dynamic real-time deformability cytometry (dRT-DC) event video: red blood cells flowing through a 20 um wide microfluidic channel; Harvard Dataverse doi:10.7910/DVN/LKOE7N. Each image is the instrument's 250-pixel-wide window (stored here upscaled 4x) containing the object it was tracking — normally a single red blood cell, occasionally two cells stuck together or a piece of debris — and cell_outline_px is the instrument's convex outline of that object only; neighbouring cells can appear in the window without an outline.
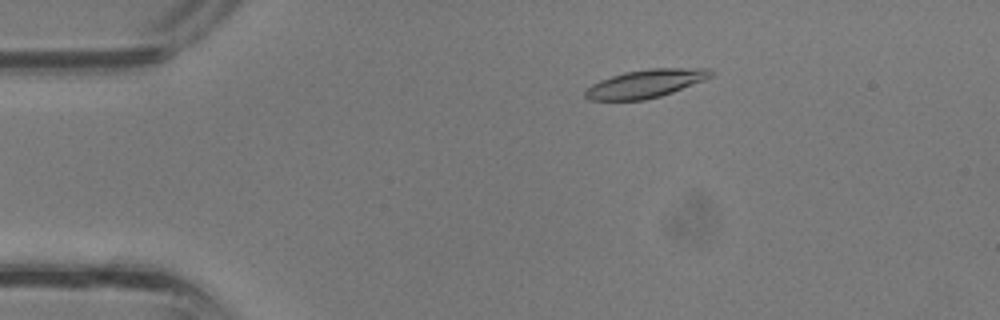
{"species": "common noctule bat (a hibernating species)", "species_latin": "Nyctalus noctula", "temperature_condition": "room temperature", "stored_images_in_passage": 32, "camera_frame_rate_fps": 3000, "um_per_image_px": 0.085, "animal": {"sex": "male", "body_mass_g": 13.3}, "frame": {"image": 1, "passage_image": 2, "time_ms": 0.333, "image_size_px": [1000, 320], "cell_outline_px": [[712, 76], [704, 80], [672, 92], [660, 96], [644, 100], [588, 100], [584, 96], [584, 92], [592, 84], [600, 80], [624, 72], [648, 68], [712, 68]], "centroid_in_image_um": [54.87, 7.1], "position_along_channel_um": 30.1, "area_um2": 20.58}}
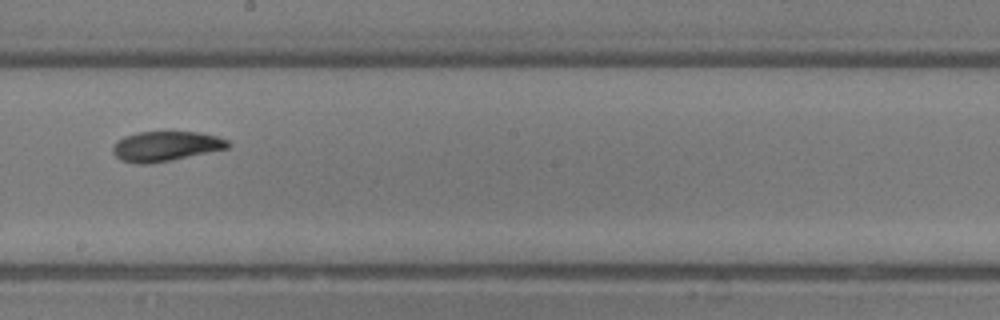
{"frame": {"image": 2, "passage_image": 16, "time_ms": 5.0, "image_size_px": [1000, 320], "cell_outline_px": [[232, 144], [228, 148], [172, 160], [148, 164], [136, 164], [120, 160], [112, 152], [112, 144], [116, 140], [124, 136], [140, 132], [200, 132], [216, 136], [228, 140]], "centroid_in_image_um": [14.06, 12.43], "position_along_channel_um": 234.1, "area_um2": 20.23}}
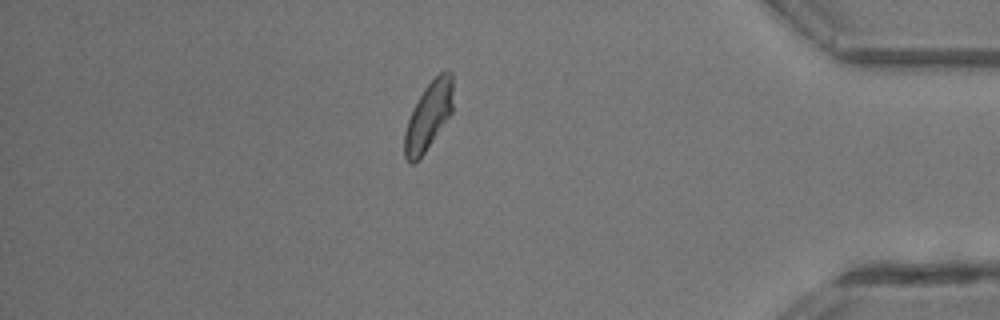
{"frame": {"image": 3, "passage_image": 27, "time_ms": 8.667, "image_size_px": [1000, 320], "cell_outline_px": [[452, 112], [424, 152], [412, 164], [408, 164], [404, 156], [404, 132], [408, 120], [424, 88], [444, 68], [448, 68], [452, 72]], "centroid_in_image_um": [36.42, 9.82], "position_along_channel_um": 398.8, "area_um2": 18.84}}